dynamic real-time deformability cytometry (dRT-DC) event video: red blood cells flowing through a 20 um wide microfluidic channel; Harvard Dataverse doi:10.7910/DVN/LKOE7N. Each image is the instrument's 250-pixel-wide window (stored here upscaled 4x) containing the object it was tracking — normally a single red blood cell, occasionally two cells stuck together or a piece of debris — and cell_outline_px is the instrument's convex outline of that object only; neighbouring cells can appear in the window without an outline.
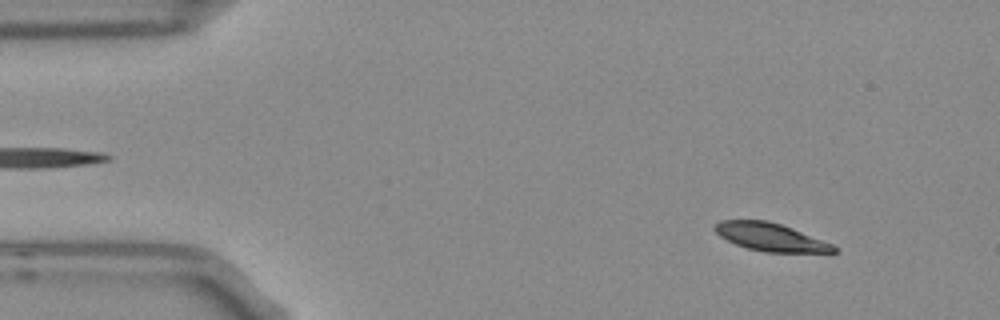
{"species": "Egyptian fruit bat (a non-hibernating species)", "species_latin": "Rousettus aegyptiacus", "temperature_condition": "room temperature", "stored_images_in_passage": 4, "camera_frame_rate_fps": 3000, "um_per_image_px": 0.085, "frame": {"image": 1, "passage_image": 1, "time_ms": 0.0, "image_size_px": [1000, 320], "cell_outline_px": [[836, 252], [764, 252], [748, 248], [736, 244], [720, 236], [712, 228], [720, 220], [768, 220], [792, 228], [832, 244], [836, 248]], "centroid_in_image_um": [65.45, 20.14], "position_along_channel_um": 19.5, "area_um2": 19.07}}
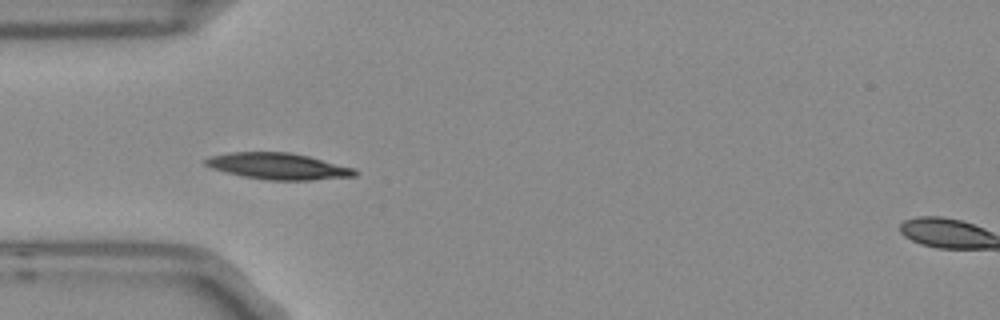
{"frame": {"image": 2, "passage_image": 3, "time_ms": 0.667, "image_size_px": [1000, 320], "cell_outline_px": [[356, 176], [312, 180], [264, 180], [224, 172], [212, 168], [204, 164], [200, 160], [208, 156], [228, 152], [288, 152], [308, 156], [356, 168]], "centroid_in_image_um": [23.59, 14.12], "position_along_channel_um": 61.4, "area_um2": 23.18}}
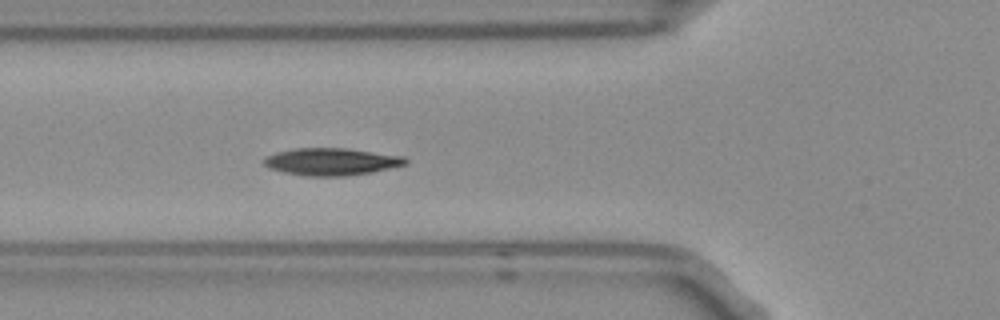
{"frame": {"image": 3, "passage_image": 4, "time_ms": 1.0, "image_size_px": [1000, 320], "cell_outline_px": [[408, 164], [372, 172], [344, 176], [304, 176], [284, 172], [268, 168], [264, 164], [264, 156], [276, 152], [296, 148], [344, 148], [404, 156], [408, 160]], "centroid_in_image_um": [28.16, 13.74], "position_along_channel_um": 97.6, "area_um2": 22.54}}